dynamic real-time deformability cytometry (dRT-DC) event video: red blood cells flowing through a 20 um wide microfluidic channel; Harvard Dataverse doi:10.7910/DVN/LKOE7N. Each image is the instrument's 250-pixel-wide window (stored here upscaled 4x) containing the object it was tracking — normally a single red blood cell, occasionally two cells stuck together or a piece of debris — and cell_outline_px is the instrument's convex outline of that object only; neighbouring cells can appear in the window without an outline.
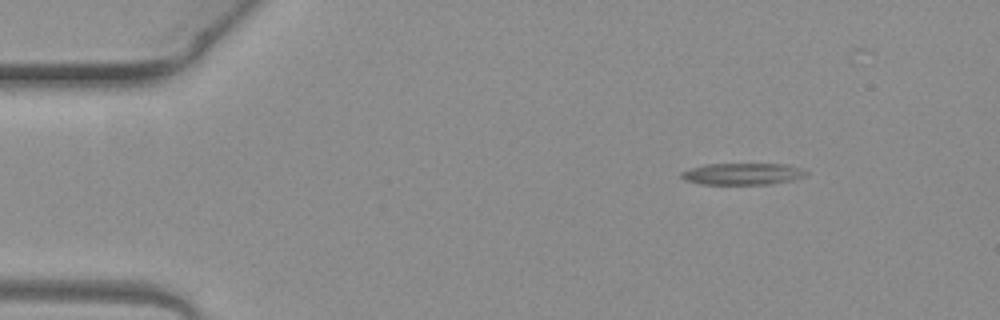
{"species": "common noctule bat (a hibernating species)", "species_latin": "Nyctalus noctula", "temperature_condition": "warm", "stored_images_in_passage": 4, "camera_frame_rate_fps": 3000, "um_per_image_px": 0.085, "animal": {"sex": "female", "body_mass_g": 19.3, "forearm_length_mm": 54.1}, "frame": {"image": 1, "passage_image": 1, "time_ms": 0.0, "image_size_px": [1000, 320], "cell_outline_px": [[808, 176], [792, 180], [768, 184], [700, 184], [684, 180], [680, 176], [680, 172], [704, 164], [784, 164], [808, 172]], "centroid_in_image_um": [63.08, 14.79], "position_along_channel_um": 21.9, "area_um2": 15.66}}
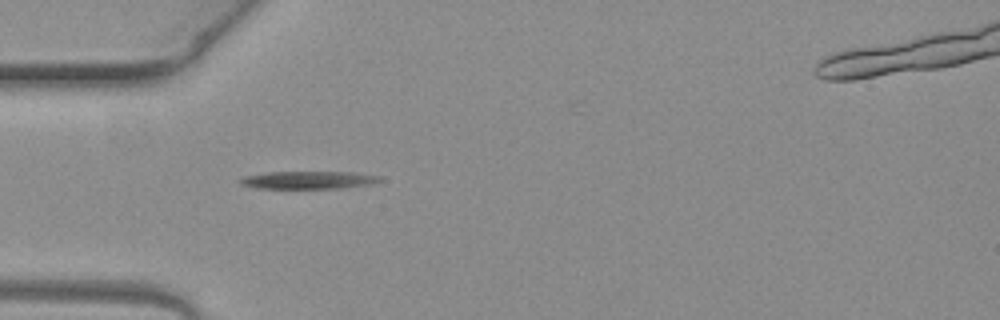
{"frame": {"image": 2, "passage_image": 3, "time_ms": 0.667, "image_size_px": [1000, 320], "cell_outline_px": [[384, 180], [372, 184], [344, 188], [256, 188], [240, 184], [240, 180], [244, 176], [268, 172], [352, 172], [380, 176]], "centroid_in_image_um": [26.27, 15.3], "position_along_channel_um": 58.7, "area_um2": 14.39}}